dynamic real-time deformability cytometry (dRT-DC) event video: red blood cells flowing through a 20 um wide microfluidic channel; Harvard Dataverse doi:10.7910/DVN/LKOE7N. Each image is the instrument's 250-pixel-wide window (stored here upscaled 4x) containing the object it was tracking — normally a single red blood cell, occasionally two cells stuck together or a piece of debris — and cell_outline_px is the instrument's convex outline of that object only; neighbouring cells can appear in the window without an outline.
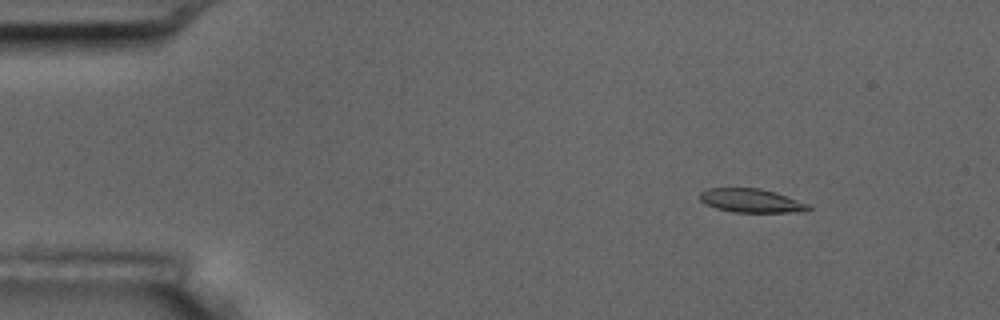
{"species": "common noctule bat (a hibernating species)", "species_latin": "Nyctalus noctula", "temperature_condition": "room temperature", "stored_images_in_passage": 4, "camera_frame_rate_fps": 3000, "um_per_image_px": 0.085, "animal": {"sex": "male", "body_mass_g": 17.5, "forearm_length_mm": 52.3}, "frame": {"image": 1, "passage_image": 1, "time_ms": 0.0, "image_size_px": [1000, 320], "cell_outline_px": [[812, 208], [808, 212], [732, 212], [716, 208], [700, 200], [700, 192], [708, 188], [760, 188], [776, 192], [808, 204]], "centroid_in_image_um": [63.89, 17.06], "position_along_channel_um": 21.1, "area_um2": 15.03}}